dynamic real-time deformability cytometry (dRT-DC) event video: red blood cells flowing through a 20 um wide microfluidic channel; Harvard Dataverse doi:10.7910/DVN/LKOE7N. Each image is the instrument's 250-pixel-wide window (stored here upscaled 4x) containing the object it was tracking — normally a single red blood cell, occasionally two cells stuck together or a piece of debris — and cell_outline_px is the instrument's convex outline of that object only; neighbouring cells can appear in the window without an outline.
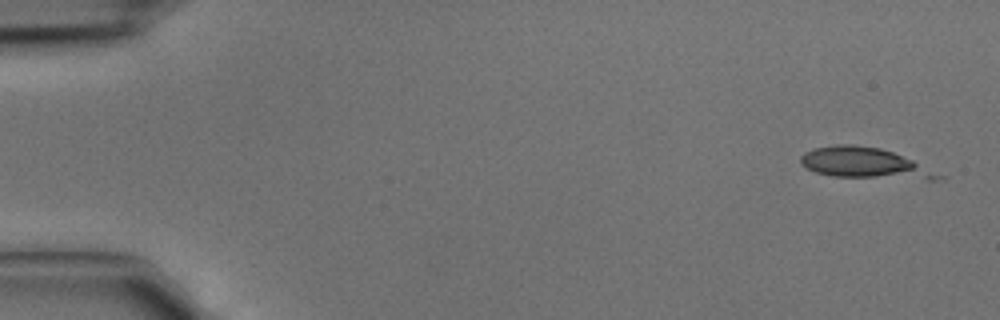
{"species": "common noctule bat (a hibernating species)", "species_latin": "Nyctalus noctula", "temperature_condition": "cold", "stored_images_in_passage": 4, "camera_frame_rate_fps": 3000, "um_per_image_px": 0.085, "animal": {"sex": "male", "body_mass_g": 15.6}, "frame": {"image": 1, "passage_image": 1, "time_ms": 0.0, "image_size_px": [1000, 320], "cell_outline_px": [[948, 176], [944, 180], [924, 180], [832, 176], [816, 172], [800, 164], [800, 156], [804, 152], [812, 148], [836, 144], [852, 144], [880, 148], [892, 152], [912, 160]], "centroid_in_image_um": [73.56, 13.89], "position_along_channel_um": 11.4, "area_um2": 25.14}}
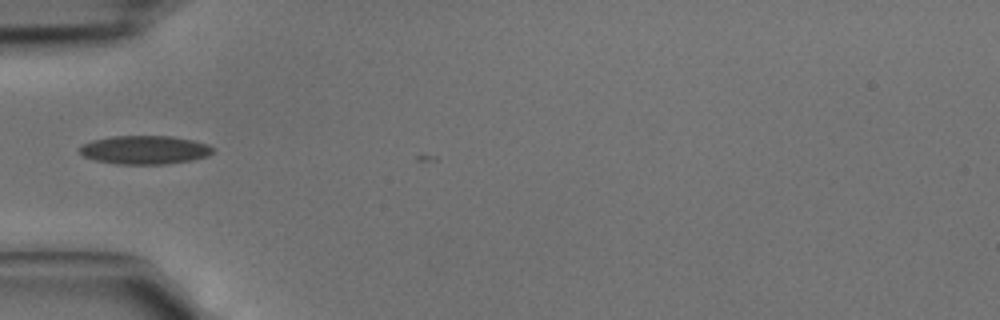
{"frame": {"image": 2, "passage_image": 4, "time_ms": 1.0, "image_size_px": [1000, 320], "cell_outline_px": [[216, 148], [208, 156], [192, 160], [164, 164], [116, 164], [96, 160], [84, 156], [80, 152], [80, 148], [84, 144], [92, 140], [112, 136], [172, 136], [192, 140], [208, 144]], "centroid_in_image_um": [12.34, 12.74], "position_along_channel_um": 72.7, "area_um2": 22.14}}